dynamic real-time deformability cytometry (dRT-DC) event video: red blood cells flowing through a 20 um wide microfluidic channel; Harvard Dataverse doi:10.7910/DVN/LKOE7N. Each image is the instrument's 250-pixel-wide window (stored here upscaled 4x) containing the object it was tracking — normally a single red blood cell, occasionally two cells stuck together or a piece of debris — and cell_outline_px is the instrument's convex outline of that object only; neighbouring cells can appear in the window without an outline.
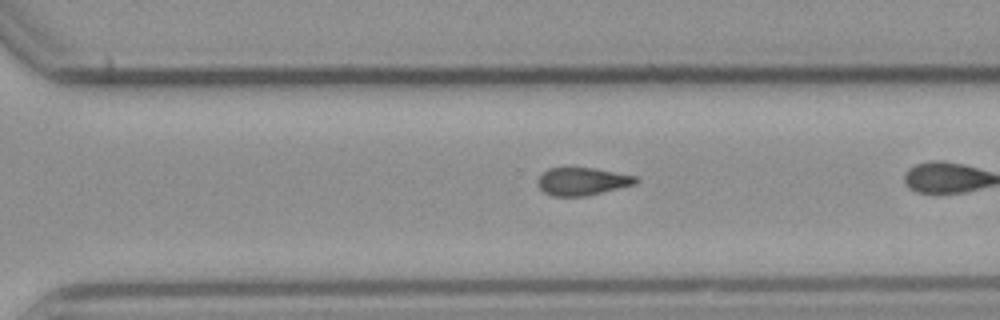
{"species": "common noctule bat (a hibernating species)", "species_latin": "Nyctalus noctula", "temperature_condition": "cold", "stored_images_in_passage": 34, "camera_frame_rate_fps": 3000, "um_per_image_px": 0.085, "animal": {"sex": "male", "body_mass_g": 23.1, "forearm_length_mm": 52.7}, "frame": {"image": 1, "passage_image": 29, "time_ms": 9.333, "image_size_px": [1000, 320], "cell_outline_px": [[640, 180], [636, 184], [588, 196], [552, 196], [544, 192], [536, 184], [536, 180], [548, 168], [592, 168], [636, 176]], "centroid_in_image_um": [49.49, 15.43], "position_along_channel_um": 321.1, "area_um2": 15.9}}